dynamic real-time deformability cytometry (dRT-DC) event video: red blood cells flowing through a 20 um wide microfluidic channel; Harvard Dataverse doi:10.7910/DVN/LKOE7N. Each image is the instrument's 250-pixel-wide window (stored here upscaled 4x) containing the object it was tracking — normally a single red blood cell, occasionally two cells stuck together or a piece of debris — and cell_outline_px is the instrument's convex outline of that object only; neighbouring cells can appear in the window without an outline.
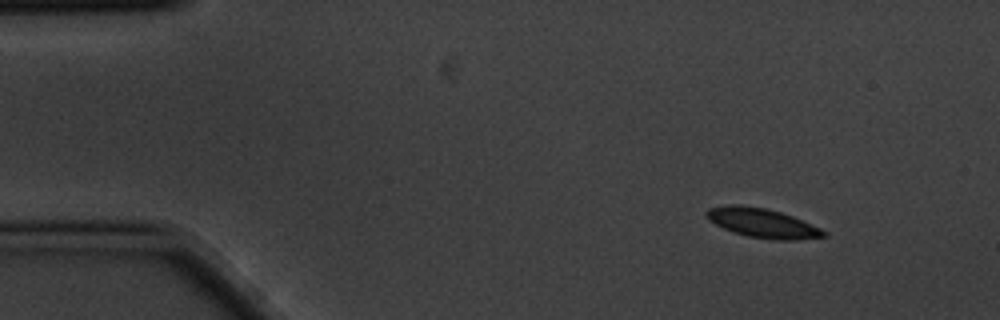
{"species": "common noctule bat (a hibernating species)", "species_latin": "Nyctalus noctula", "temperature_condition": "cold", "stored_images_in_passage": 4, "camera_frame_rate_fps": 3000, "um_per_image_px": 0.085, "animal": {"sex": "male", "body_mass_g": 20.1, "forearm_length_mm": 53.5}, "frame": {"image": 1, "passage_image": 1, "time_ms": 0.0, "image_size_px": [1000, 320], "cell_outline_px": [[828, 236], [796, 240], [776, 240], [748, 236], [724, 228], [708, 220], [704, 216], [704, 212], [708, 208], [732, 204], [740, 204], [764, 208], [780, 212], [792, 216], [820, 228]], "centroid_in_image_um": [64.76, 18.95], "position_along_channel_um": 20.2, "area_um2": 19.83}}
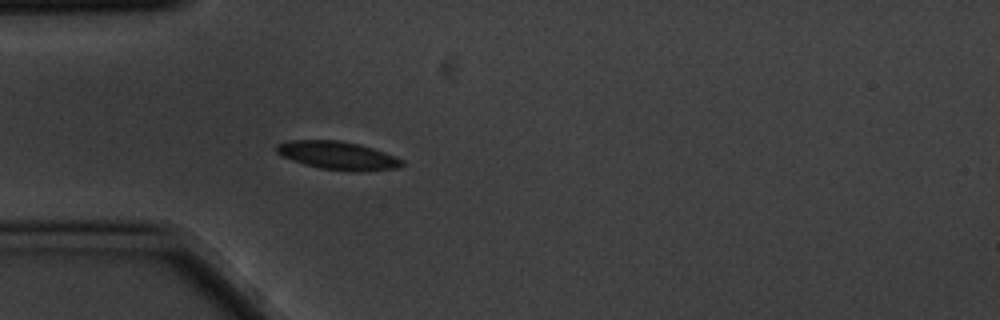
{"frame": {"image": 2, "passage_image": 4, "time_ms": 1.0, "image_size_px": [1000, 320], "cell_outline_px": [[404, 164], [400, 168], [360, 172], [352, 172], [320, 168], [304, 164], [280, 156], [276, 152], [276, 144], [288, 140], [340, 140], [360, 144], [384, 152], [404, 160]], "centroid_in_image_um": [28.71, 13.22], "position_along_channel_um": 56.3, "area_um2": 20.92}}